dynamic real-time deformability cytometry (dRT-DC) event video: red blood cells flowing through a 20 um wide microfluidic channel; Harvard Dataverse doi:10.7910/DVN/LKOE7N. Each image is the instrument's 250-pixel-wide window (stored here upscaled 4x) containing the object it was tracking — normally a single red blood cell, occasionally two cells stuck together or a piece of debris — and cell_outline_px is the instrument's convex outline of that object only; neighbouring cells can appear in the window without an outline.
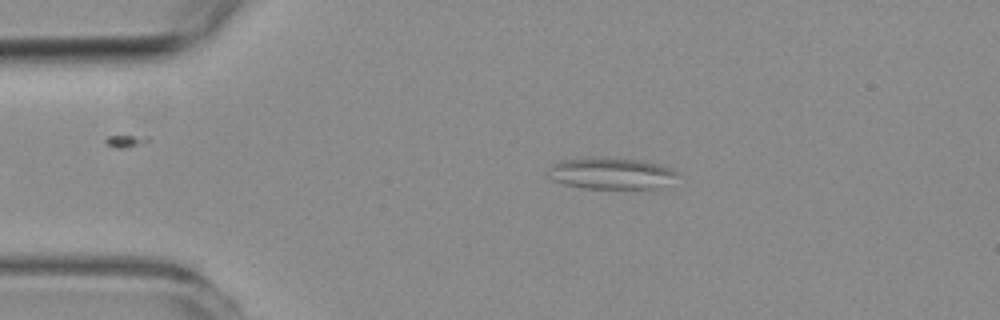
{"species": "common noctule bat (a hibernating species)", "species_latin": "Nyctalus noctula", "temperature_condition": "room temperature", "stored_images_in_passage": 45, "camera_frame_rate_fps": 3000, "um_per_image_px": 0.085, "animal": {"sex": "female", "body_mass_g": 19.3, "forearm_length_mm": 54.1}, "frame": {"image": 1, "passage_image": 1, "time_ms": 0.0, "image_size_px": [1000, 320], "cell_outline_px": [[680, 172], [676, 176], [660, 188], [584, 188], [564, 184], [552, 180], [548, 176], [548, 168], [552, 164], [560, 160], [584, 156], [592, 156], [644, 160], [660, 164]], "centroid_in_image_um": [51.89, 14.7], "position_along_channel_um": 33.1, "area_um2": 24.16}}
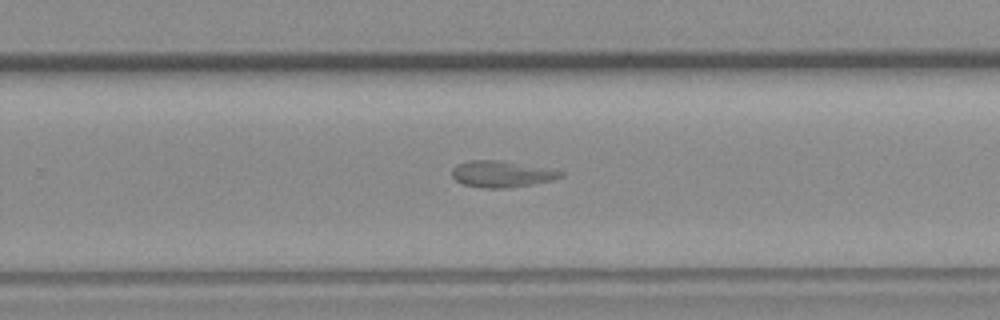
{"frame": {"image": 2, "passage_image": 25, "time_ms": 8.0, "image_size_px": [1000, 320], "cell_outline_px": [[564, 176], [552, 180], [532, 184], [508, 188], [484, 188], [464, 184], [456, 180], [452, 176], [452, 168], [456, 164], [468, 160], [500, 160], [552, 168], [564, 172]], "centroid_in_image_um": [42.67, 14.78], "position_along_channel_um": 287.1, "area_um2": 16.94}}
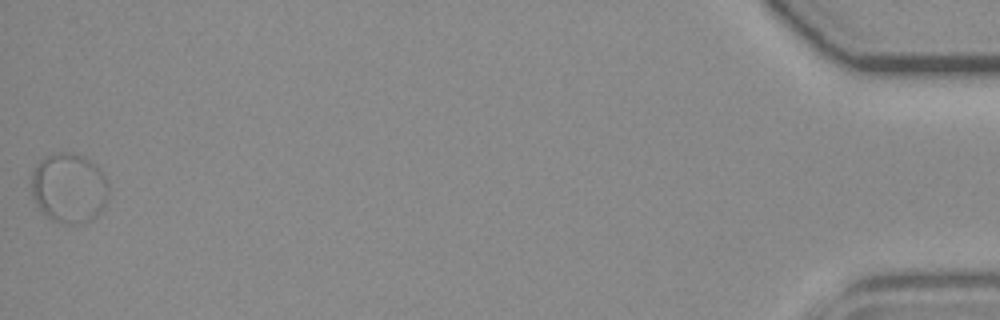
{"frame": {"image": 3, "passage_image": 45, "time_ms": 14.667, "image_size_px": [1000, 320], "cell_outline_px": [[108, 188], [104, 208], [96, 216], [80, 224], [68, 224], [52, 220], [44, 216], [36, 204], [32, 196], [32, 172], [40, 160], [44, 156], [52, 152], [72, 152], [84, 156], [108, 180]], "centroid_in_image_um": [5.83, 15.98], "position_along_channel_um": 429.4, "area_um2": 31.5}, "authors_computed_cell_mechanics": {"area_um2": 16.8776, "velocity_mm_per_s": 3.6979, "shape_relaxation_time_tau1_ms": null, "shape_relaxation_time_tau2_ms": 3.3825, "deformation_change_tau1": null, "deformation_change_tau2": 0.0859}}